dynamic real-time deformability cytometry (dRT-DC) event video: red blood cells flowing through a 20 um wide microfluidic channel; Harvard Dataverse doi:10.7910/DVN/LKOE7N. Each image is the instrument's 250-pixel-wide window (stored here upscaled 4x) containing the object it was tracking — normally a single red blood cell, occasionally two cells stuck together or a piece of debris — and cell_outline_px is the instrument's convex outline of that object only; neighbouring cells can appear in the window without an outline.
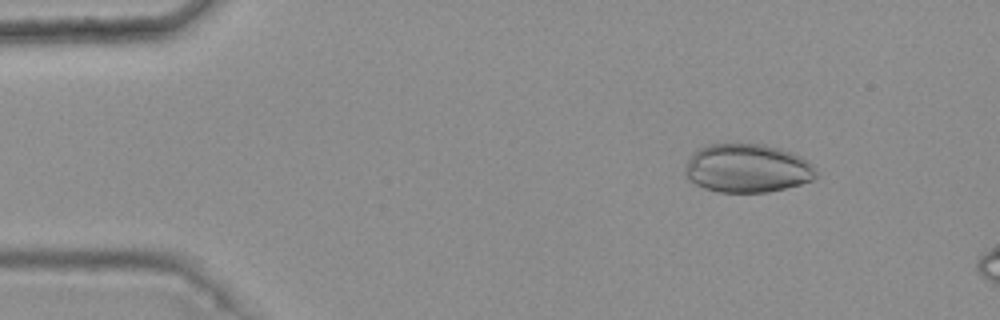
{"species": "common noctule bat (a hibernating species)", "species_latin": "Nyctalus noctula", "temperature_condition": "warm", "stored_images_in_passage": 3, "camera_frame_rate_fps": 3000, "um_per_image_px": 0.085, "animal": {"sex": "female", "body_mass_g": 25.1}, "frame": {"image": 1, "passage_image": 1, "time_ms": 0.0, "image_size_px": [1000, 320], "cell_outline_px": [[820, 176], [812, 180], [800, 184], [768, 192], [720, 192], [704, 188], [688, 180], [684, 176], [684, 172], [688, 160], [700, 148], [708, 144], [764, 144], [780, 148], [792, 152], [808, 160], [812, 164]], "centroid_in_image_um": [63.55, 14.31], "position_along_channel_um": 21.5, "area_um2": 37.22}}